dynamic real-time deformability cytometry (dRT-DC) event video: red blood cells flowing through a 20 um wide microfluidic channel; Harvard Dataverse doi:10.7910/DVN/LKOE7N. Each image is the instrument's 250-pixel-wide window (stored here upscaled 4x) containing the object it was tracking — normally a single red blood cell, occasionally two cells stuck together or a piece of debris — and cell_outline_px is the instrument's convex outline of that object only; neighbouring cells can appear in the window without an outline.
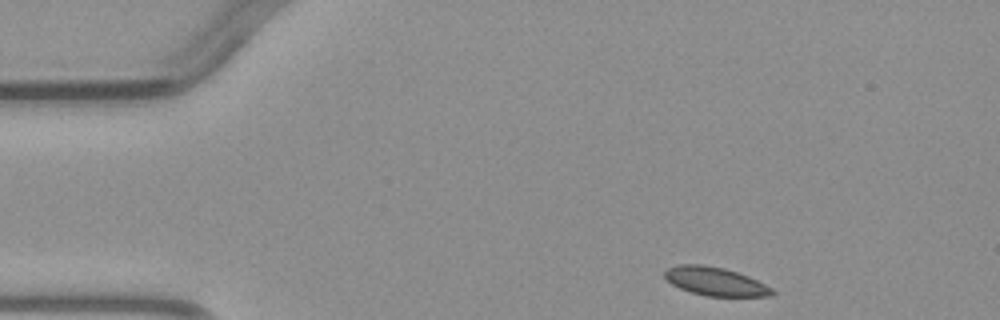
{"species": "common noctule bat (a hibernating species)", "species_latin": "Nyctalus noctula", "temperature_condition": "warm", "stored_images_in_passage": 3, "camera_frame_rate_fps": 3000, "um_per_image_px": 0.085, "animal": {"sex": "male", "body_mass_g": 23.1, "forearm_length_mm": 52.7}, "frame": {"image": 1, "passage_image": 1, "time_ms": 0.0, "image_size_px": [1000, 320], "cell_outline_px": [[776, 292], [772, 296], [708, 296], [692, 292], [680, 288], [672, 284], [664, 276], [664, 272], [668, 268], [680, 264], [704, 264], [724, 268], [748, 276], [772, 288]], "centroid_in_image_um": [60.81, 23.91], "position_along_channel_um": 24.2, "area_um2": 17.69}}
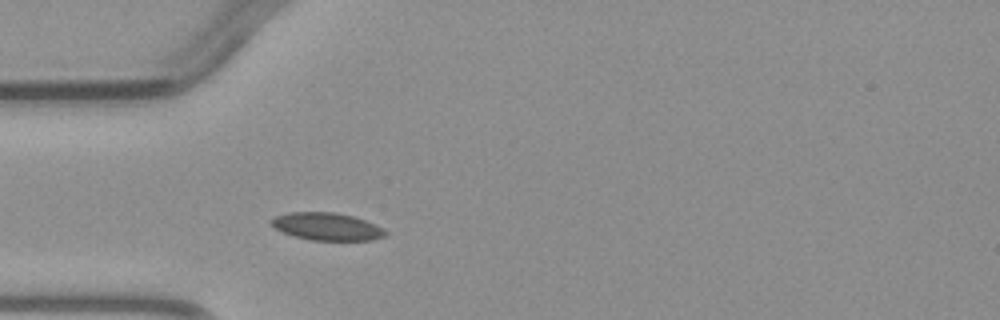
{"frame": {"image": 2, "passage_image": 3, "time_ms": 2.333, "image_size_px": [1000, 320], "cell_outline_px": [[388, 232], [384, 236], [372, 240], [308, 240], [284, 232], [276, 228], [268, 220], [276, 216], [288, 212], [336, 212], [352, 216], [376, 224], [384, 228]], "centroid_in_image_um": [27.81, 19.25], "position_along_channel_um": 57.2, "area_um2": 18.26}}